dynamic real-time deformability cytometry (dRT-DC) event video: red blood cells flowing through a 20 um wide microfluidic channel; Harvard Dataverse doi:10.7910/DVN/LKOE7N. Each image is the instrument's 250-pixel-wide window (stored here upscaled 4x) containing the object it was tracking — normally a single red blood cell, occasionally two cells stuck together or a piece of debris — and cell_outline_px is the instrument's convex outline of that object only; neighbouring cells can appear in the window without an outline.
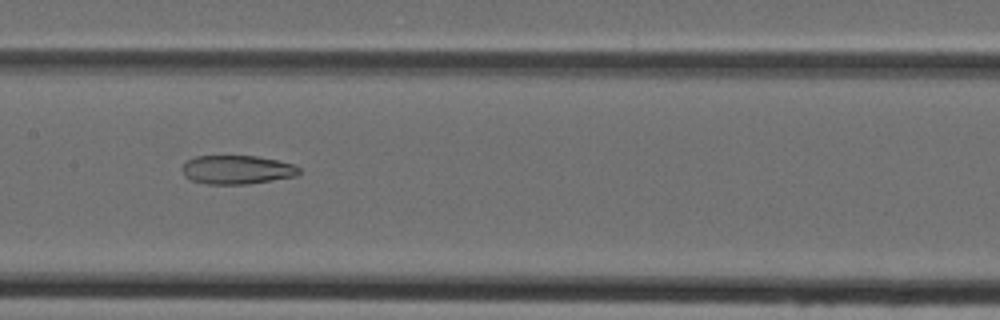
{"species": "Egyptian fruit bat (a non-hibernating species)", "species_latin": "Rousettus aegyptiacus", "temperature_condition": "cold", "stored_images_in_passage": 36, "camera_frame_rate_fps": 3000, "um_per_image_px": 0.085, "animal": {"sex": "female"}, "frame": {"image": 1, "passage_image": 17, "time_ms": 5.333, "image_size_px": [1000, 320], "cell_outline_px": [[300, 172], [296, 176], [248, 184], [208, 184], [192, 180], [184, 176], [180, 168], [188, 160], [196, 156], [256, 156], [276, 160], [292, 164], [300, 168]], "centroid_in_image_um": [20.12, 14.43], "position_along_channel_um": 187.3, "area_um2": 19.54}}
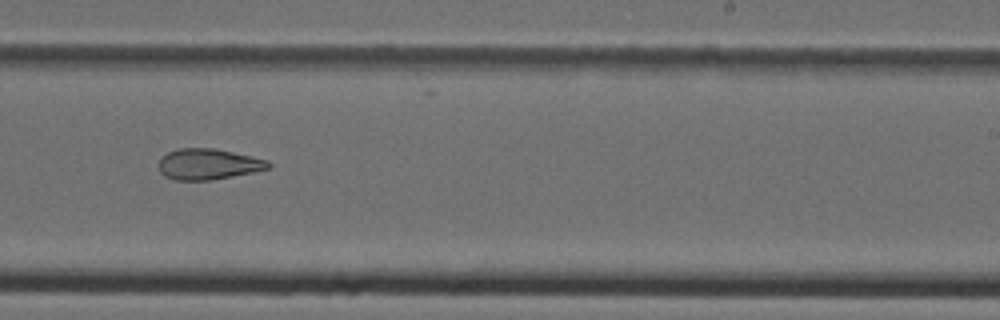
{"frame": {"image": 2, "passage_image": 23, "time_ms": 7.333, "image_size_px": [1000, 320], "cell_outline_px": [[272, 168], [232, 176], [208, 180], [176, 180], [164, 176], [160, 172], [160, 156], [168, 152], [180, 148], [216, 148], [252, 156], [268, 160], [272, 164]], "centroid_in_image_um": [17.72, 13.94], "position_along_channel_um": 271.3, "area_um2": 19.77}}
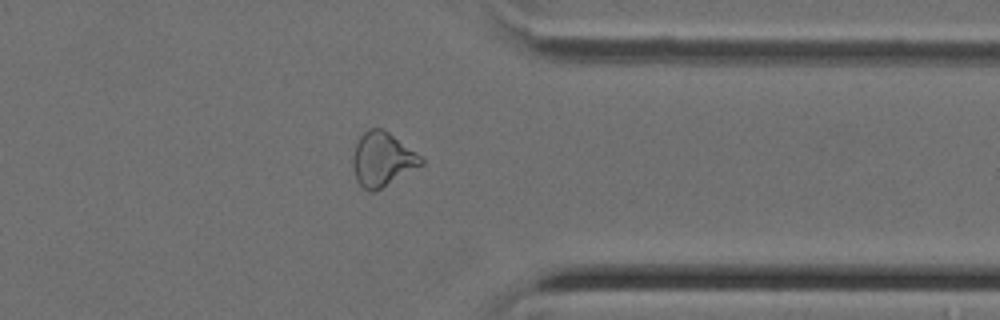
{"frame": {"image": 3, "passage_image": 31, "time_ms": 10.0, "image_size_px": [1000, 320], "cell_outline_px": [[424, 164], [380, 188], [372, 192], [368, 192], [356, 180], [352, 164], [352, 156], [356, 144], [360, 136], [368, 128], [384, 128], [416, 152], [424, 160]], "centroid_in_image_um": [32.48, 13.52], "position_along_channel_um": 378.9, "area_um2": 21.39}}